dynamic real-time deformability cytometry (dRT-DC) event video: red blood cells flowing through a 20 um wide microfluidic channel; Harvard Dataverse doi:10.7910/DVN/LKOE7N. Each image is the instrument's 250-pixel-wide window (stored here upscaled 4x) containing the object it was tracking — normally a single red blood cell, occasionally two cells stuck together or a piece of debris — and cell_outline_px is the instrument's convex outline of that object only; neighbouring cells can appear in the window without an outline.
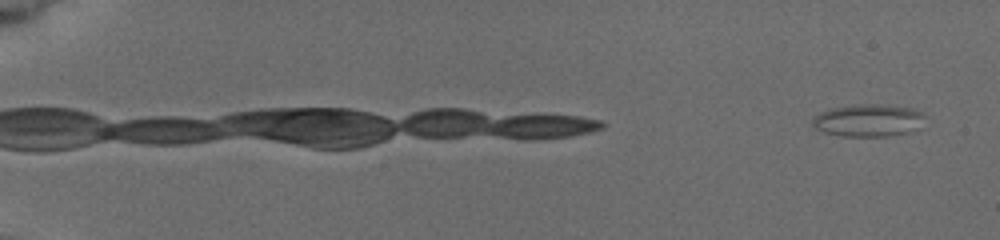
{"species": "common noctule bat (a hibernating species)", "species_latin": "Nyctalus noctula", "temperature_condition": "cold", "stored_images_in_passage": 7, "camera_frame_rate_fps": 3000, "um_per_image_px": 0.085, "animal": {"sex": "female", "body_mass_g": 19.5, "forearm_length_mm": 54.1}, "frame": {"image": 1, "passage_image": 1, "time_ms": 0.0, "image_size_px": [1000, 240], "cell_outline_px": [[924, 116], [916, 128], [908, 132], [888, 136], [840, 136], [824, 132], [816, 128], [812, 124], [812, 120], [820, 112], [828, 108], [860, 104], [876, 104], [912, 108], [920, 112]], "centroid_in_image_um": [73.74, 10.23], "position_along_channel_um": 11.3, "area_um2": 20.92}}
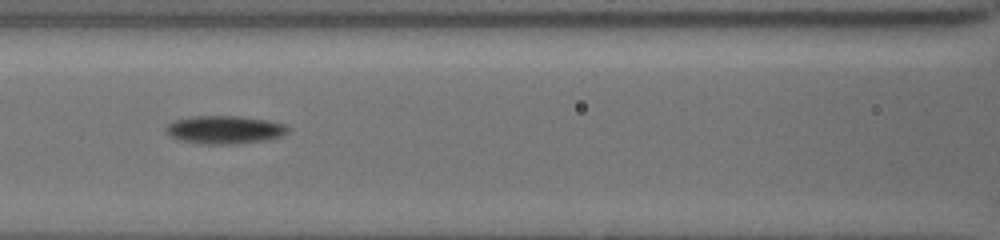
{"frame": {"image": 2, "passage_image": 5, "time_ms": 4.333, "image_size_px": [1000, 240], "cell_outline_px": [[288, 128], [280, 136], [264, 140], [228, 144], [200, 144], [184, 140], [172, 136], [164, 132], [164, 128], [168, 124], [176, 120], [196, 116], [240, 116], [268, 120], [284, 124]], "centroid_in_image_um": [19.05, 11.02], "position_along_channel_um": 147.5, "area_um2": 19.54}}
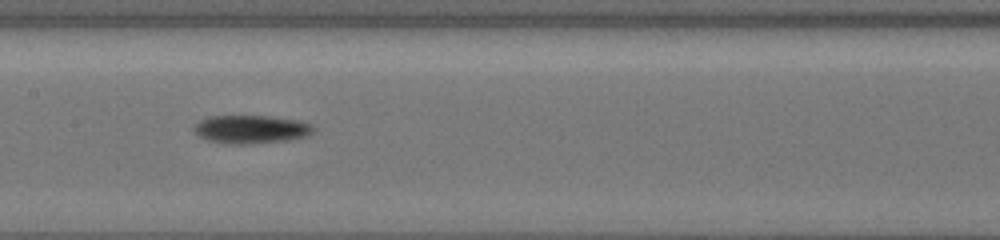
{"frame": {"image": 3, "passage_image": 6, "time_ms": 5.333, "image_size_px": [1000, 240], "cell_outline_px": [[316, 128], [312, 132], [304, 136], [284, 140], [240, 144], [228, 144], [208, 140], [200, 136], [192, 128], [200, 120], [208, 116], [268, 116], [296, 120], [308, 124]], "centroid_in_image_um": [21.28, 10.98], "position_along_channel_um": 186.1, "area_um2": 19.19}}